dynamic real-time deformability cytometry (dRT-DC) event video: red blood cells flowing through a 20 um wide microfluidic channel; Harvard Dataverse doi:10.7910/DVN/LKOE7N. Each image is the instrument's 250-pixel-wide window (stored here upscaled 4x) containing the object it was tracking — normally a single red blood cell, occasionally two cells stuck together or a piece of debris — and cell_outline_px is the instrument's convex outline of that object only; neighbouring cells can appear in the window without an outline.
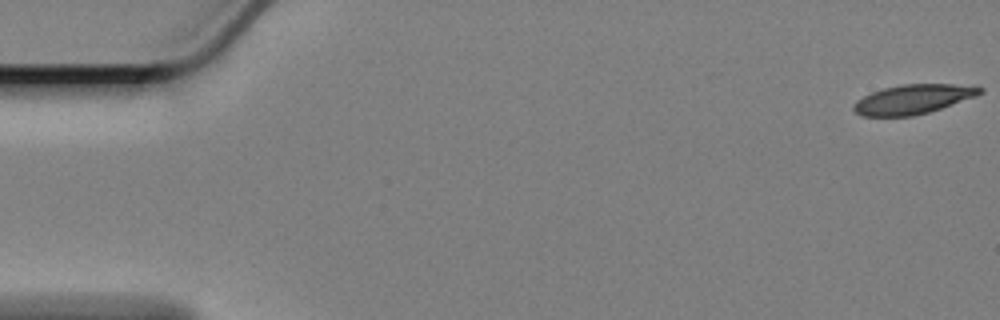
{"species": "Egyptian fruit bat (a non-hibernating species)", "species_latin": "Rousettus aegyptiacus", "temperature_condition": "cold", "stored_images_in_passage": 59, "camera_frame_rate_fps": 3000, "um_per_image_px": 0.085, "animal": {"sex": "female"}, "frame": {"image": 1, "passage_image": 1, "time_ms": 0.0, "image_size_px": [1000, 320], "cell_outline_px": [[984, 92], [976, 96], [928, 112], [912, 116], [860, 116], [852, 108], [856, 100], [872, 92], [884, 88], [900, 84], [952, 84], [984, 88]], "centroid_in_image_um": [77.58, 8.43], "position_along_channel_um": 7.4, "area_um2": 21.44}}
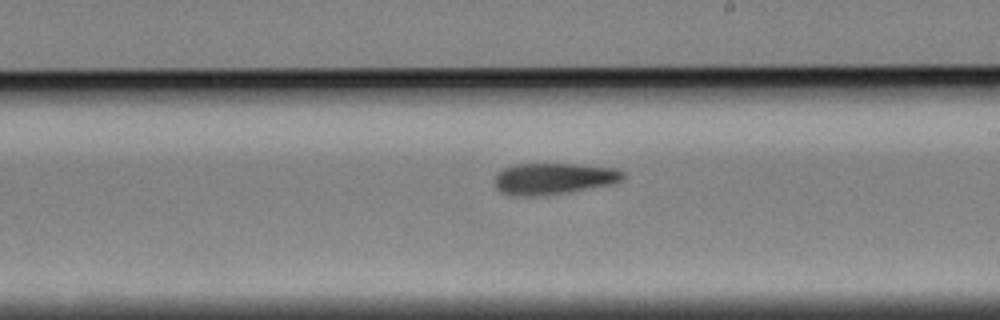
{"frame": {"image": 2, "passage_image": 34, "time_ms": 11.0, "image_size_px": [1000, 320], "cell_outline_px": [[624, 176], [620, 180], [608, 184], [564, 192], [532, 196], [516, 196], [500, 192], [496, 188], [496, 176], [504, 168], [516, 164], [572, 164], [616, 168], [624, 172]], "centroid_in_image_um": [47.01, 15.17], "position_along_channel_um": 242.0, "area_um2": 22.83}}
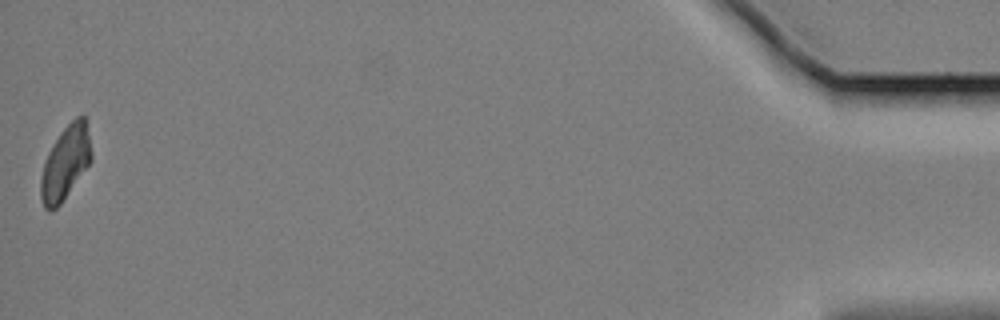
{"frame": {"image": 3, "passage_image": 59, "time_ms": 19.333, "image_size_px": [1000, 320], "cell_outline_px": [[92, 160], [60, 204], [56, 208], [48, 212], [44, 208], [40, 196], [40, 180], [44, 164], [48, 152], [60, 132], [76, 116], [84, 116], [92, 152]], "centroid_in_image_um": [5.54, 13.86], "position_along_channel_um": 429.7, "area_um2": 21.44}, "authors_computed_cell_mechanics": {"area_um2": 23.2356, "velocity_mm_per_s": 3.3699, "shape_relaxation_time_tau1_ms": 5.4106, "shape_relaxation_time_tau2_ms": 10.3873, "deformation_change_tau1": 0.1586, "deformation_change_tau2": 0.2129}}